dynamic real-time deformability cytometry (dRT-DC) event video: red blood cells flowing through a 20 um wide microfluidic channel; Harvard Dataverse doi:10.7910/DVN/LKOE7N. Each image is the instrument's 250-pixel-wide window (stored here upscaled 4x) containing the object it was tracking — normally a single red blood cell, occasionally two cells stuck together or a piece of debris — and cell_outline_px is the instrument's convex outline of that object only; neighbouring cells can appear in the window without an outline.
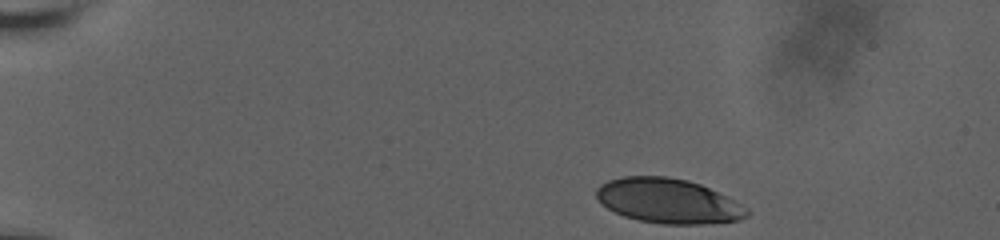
{"species": "human", "species_latin": "Homo sapiens", "temperature_condition": "room temperature", "stored_images_in_passage": 43, "camera_frame_rate_fps": 3000, "um_per_image_px": 0.085, "donor": {"sex": "male"}, "frame": {"image": 1, "passage_image": 1, "time_ms": 0.0, "image_size_px": [1000, 240], "cell_outline_px": [[752, 212], [748, 216], [736, 220], [704, 224], [660, 224], [636, 220], [624, 216], [600, 204], [596, 196], [596, 188], [600, 184], [608, 180], [624, 176], [668, 176], [688, 180], [700, 184], [748, 208]], "centroid_in_image_um": [56.75, 17.08], "position_along_channel_um": 28.2, "area_um2": 39.25}}
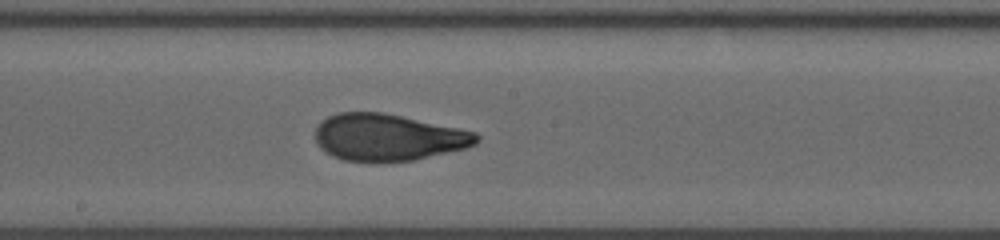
{"frame": {"image": 2, "passage_image": 25, "time_ms": 8.0, "image_size_px": [1000, 240], "cell_outline_px": [[480, 140], [476, 144], [464, 148], [412, 160], [344, 160], [332, 156], [320, 148], [316, 144], [316, 124], [320, 120], [336, 112], [384, 112], [460, 128], [476, 132], [480, 136]], "centroid_in_image_um": [32.96, 11.64], "position_along_channel_um": 215.2, "area_um2": 43.75}}
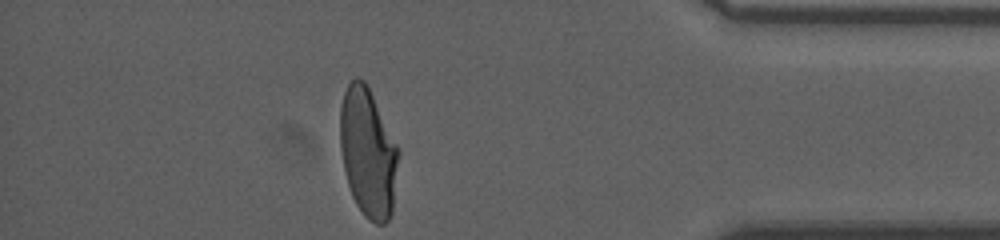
{"frame": {"image": 3, "passage_image": 43, "time_ms": 14.0, "image_size_px": [1000, 240], "cell_outline_px": [[400, 152], [392, 212], [388, 220], [384, 224], [376, 224], [368, 220], [364, 216], [356, 204], [352, 196], [348, 184], [344, 168], [340, 148], [340, 108], [344, 92], [348, 84], [356, 76], [364, 80], [400, 148]], "centroid_in_image_um": [31.29, 12.99], "position_along_channel_um": 403.9, "area_um2": 44.1}, "authors_computed_cell_mechanics": {"area_um2": 43.7546, "velocity_mm_per_s": 3.6515, "shape_relaxation_time_tau1_ms": 6.6276, "shape_relaxation_time_tau2_ms": 0.9164, "deformation_change_tau1": 0.2347, "deformation_change_tau2": 0.0774}}